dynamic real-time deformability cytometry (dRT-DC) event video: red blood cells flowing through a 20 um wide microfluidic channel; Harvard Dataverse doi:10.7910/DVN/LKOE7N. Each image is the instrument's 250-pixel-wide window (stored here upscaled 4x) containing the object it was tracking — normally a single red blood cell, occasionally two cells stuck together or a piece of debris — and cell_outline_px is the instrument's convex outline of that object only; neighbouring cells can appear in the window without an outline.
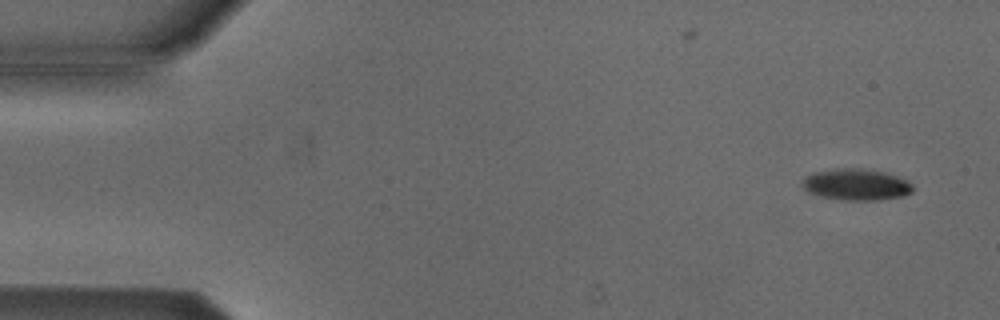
{"species": "Egyptian fruit bat (a non-hibernating species)", "species_latin": "Rousettus aegyptiacus", "temperature_condition": "cold", "stored_images_in_passage": 53, "camera_frame_rate_fps": 3000, "um_per_image_px": 0.085, "animal": {"sex": "male"}, "frame": {"image": 1, "passage_image": 3, "time_ms": 0.667, "image_size_px": [1000, 320], "cell_outline_px": [[912, 192], [904, 196], [876, 200], [848, 200], [824, 196], [812, 192], [804, 188], [804, 180], [812, 172], [832, 168], [864, 168], [884, 172], [908, 180], [912, 184]], "centroid_in_image_um": [72.84, 15.66], "position_along_channel_um": 12.2, "area_um2": 19.94}}
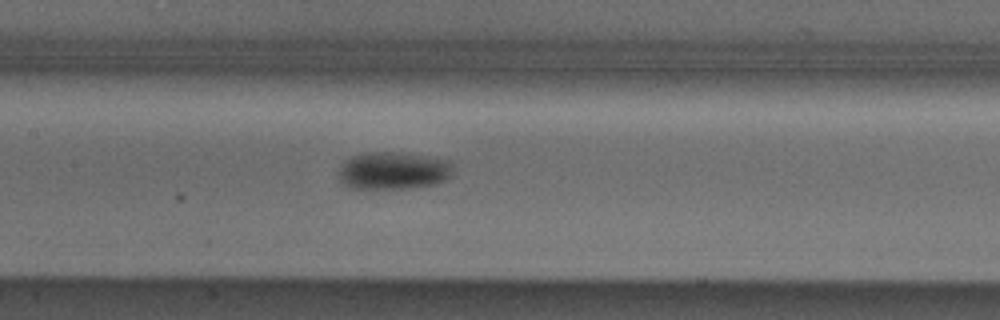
{"frame": {"image": 2, "passage_image": 25, "time_ms": 8.0, "image_size_px": [1000, 320], "cell_outline_px": [[452, 168], [448, 176], [444, 180], [432, 184], [404, 188], [348, 188], [340, 180], [340, 164], [344, 160], [352, 156], [364, 152], [400, 152], [448, 160], [452, 164]], "centroid_in_image_um": [33.36, 14.49], "position_along_channel_um": 174.0, "area_um2": 24.74}}
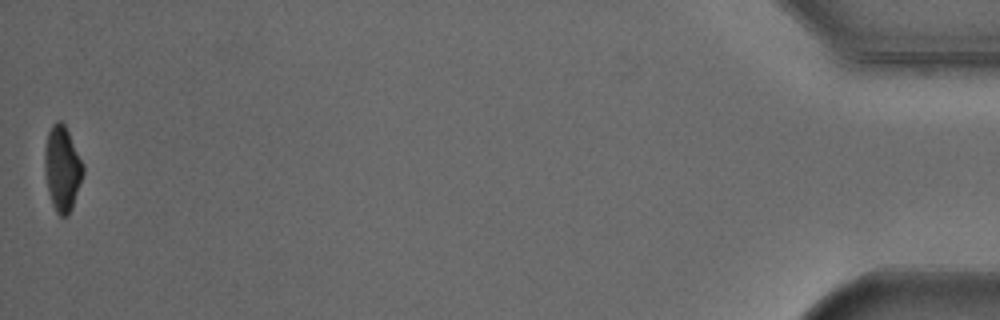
{"frame": {"image": 3, "passage_image": 53, "time_ms": 17.333, "image_size_px": [1000, 320], "cell_outline_px": [[84, 172], [72, 208], [68, 216], [60, 216], [56, 212], [52, 204], [48, 188], [44, 168], [44, 152], [48, 132], [52, 124], [56, 120], [60, 120], [64, 124], [84, 164]], "centroid_in_image_um": [5.29, 14.32], "position_along_channel_um": 429.9, "area_um2": 18.96}, "authors_computed_cell_mechanics": {"area_um2": 21.386, "velocity_mm_per_s": 3.8356, "shape_relaxation_time_tau1_ms": 3.2207, "shape_relaxation_time_tau2_ms": null, "deformation_change_tau1": 0.0922, "deformation_change_tau2": null}}